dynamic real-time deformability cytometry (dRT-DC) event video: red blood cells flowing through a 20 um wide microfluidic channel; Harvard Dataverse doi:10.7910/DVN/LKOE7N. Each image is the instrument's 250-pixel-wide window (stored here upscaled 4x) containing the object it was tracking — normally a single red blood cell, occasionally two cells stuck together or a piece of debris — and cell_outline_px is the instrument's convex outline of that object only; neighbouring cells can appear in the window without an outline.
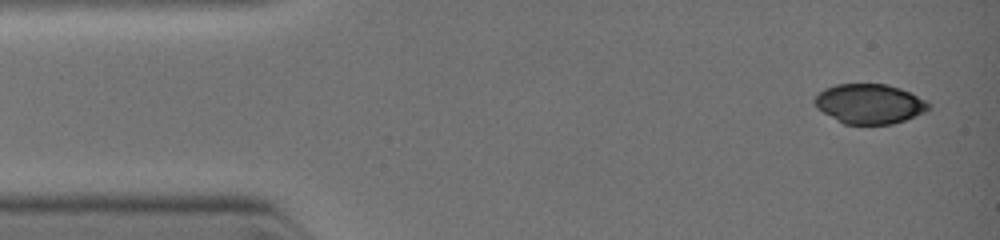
{"species": "common noctule bat (a hibernating species)", "species_latin": "Nyctalus noctula", "temperature_condition": "warm", "stored_images_in_passage": 7, "camera_frame_rate_fps": 3000, "um_per_image_px": 0.085, "animal": {"sex": "female", "body_mass_g": 19.0, "forearm_length_mm": 51.5}, "frame": {"image": 1, "passage_image": 1, "time_ms": 0.0, "image_size_px": [1000, 240], "cell_outline_px": [[928, 108], [924, 112], [904, 120], [892, 124], [844, 124], [816, 108], [812, 100], [824, 88], [836, 84], [888, 84], [900, 88], [924, 100], [928, 104]], "centroid_in_image_um": [73.84, 8.82], "position_along_channel_um": 11.2, "area_um2": 26.13}}
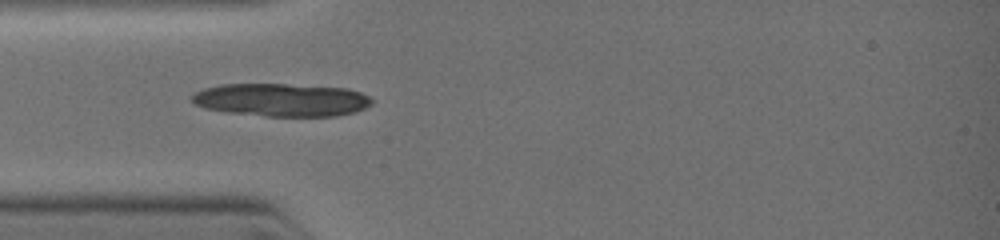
{"frame": {"image": 2, "passage_image": 6, "time_ms": 2.667, "image_size_px": [1000, 240], "cell_outline_px": [[376, 100], [372, 104], [364, 108], [352, 112], [336, 116], [264, 116], [232, 112], [208, 108], [196, 104], [192, 100], [192, 96], [196, 92], [204, 88], [224, 84], [284, 84], [348, 88], [360, 92]], "centroid_in_image_um": [23.99, 8.48], "position_along_channel_um": 61.0, "area_um2": 34.28}}